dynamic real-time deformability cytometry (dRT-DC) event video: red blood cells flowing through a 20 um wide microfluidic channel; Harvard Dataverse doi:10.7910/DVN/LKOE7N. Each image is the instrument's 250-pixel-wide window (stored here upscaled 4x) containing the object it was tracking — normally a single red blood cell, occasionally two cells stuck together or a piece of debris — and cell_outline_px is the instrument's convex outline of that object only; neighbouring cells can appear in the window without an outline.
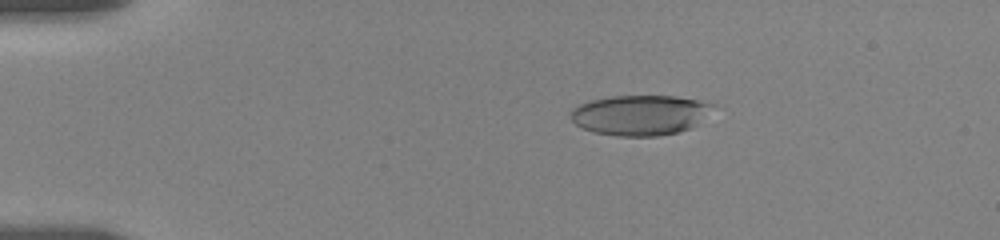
{"species": "human", "species_latin": "Homo sapiens", "temperature_condition": "room temperature", "stored_images_in_passage": 27, "camera_frame_rate_fps": 3000, "um_per_image_px": 0.085, "donor": {"sex": "female"}, "frame": {"image": 1, "passage_image": 1, "time_ms": 0.0, "image_size_px": [1000, 240], "cell_outline_px": [[716, 104], [692, 128], [680, 132], [656, 136], [616, 136], [592, 132], [580, 128], [572, 120], [568, 112], [572, 108], [588, 100], [612, 96], [676, 96]], "centroid_in_image_um": [54.34, 9.78], "position_along_channel_um": 30.7, "area_um2": 33.47}}
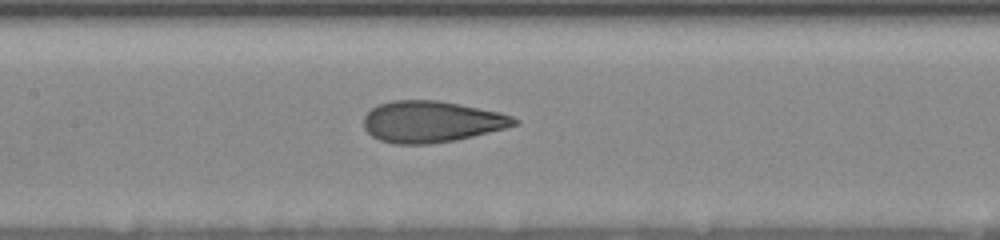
{"frame": {"image": 2, "passage_image": 16, "time_ms": 5.667, "image_size_px": [1000, 240], "cell_outline_px": [[520, 124], [456, 140], [428, 144], [392, 144], [380, 140], [372, 136], [364, 128], [364, 116], [376, 104], [392, 100], [440, 100], [500, 112], [512, 116], [520, 120]], "centroid_in_image_um": [36.66, 10.33], "position_along_channel_um": 170.7, "area_um2": 36.47}}
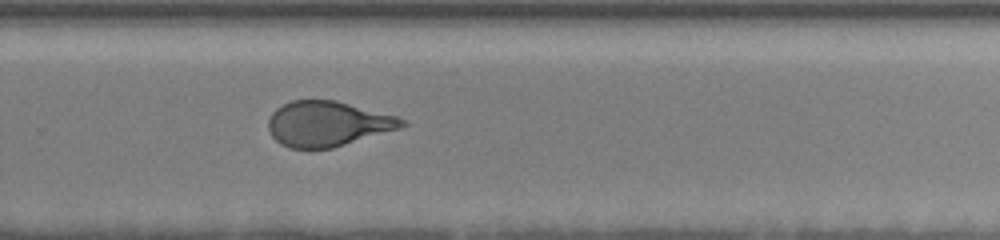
{"frame": {"image": 3, "passage_image": 27, "time_ms": 9.333, "image_size_px": [1000, 240], "cell_outline_px": [[408, 124], [404, 128], [332, 148], [292, 148], [280, 144], [272, 136], [268, 128], [268, 120], [272, 112], [276, 108], [292, 100], [336, 100], [396, 116], [404, 120]], "centroid_in_image_um": [27.87, 10.52], "position_along_channel_um": 301.9, "area_um2": 35.26}}